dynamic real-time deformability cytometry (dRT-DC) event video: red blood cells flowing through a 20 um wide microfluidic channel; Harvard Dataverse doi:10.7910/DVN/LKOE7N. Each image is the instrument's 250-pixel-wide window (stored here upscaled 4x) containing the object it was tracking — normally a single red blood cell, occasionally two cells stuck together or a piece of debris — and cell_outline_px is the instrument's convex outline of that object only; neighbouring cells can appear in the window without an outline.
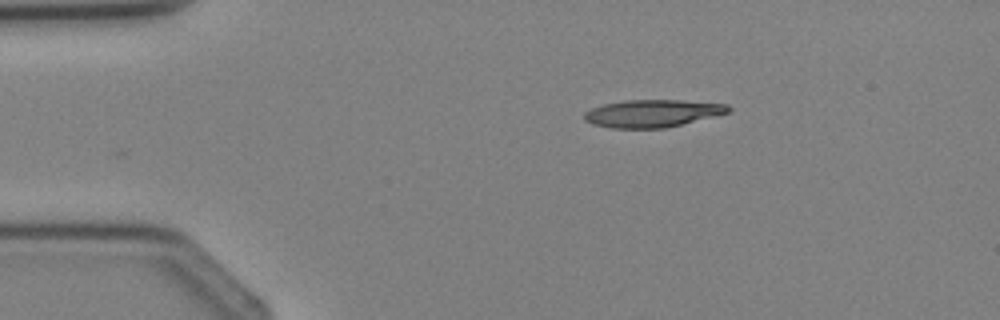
{"species": "Egyptian fruit bat (a non-hibernating species)", "species_latin": "Rousettus aegyptiacus", "temperature_condition": "cold", "stored_images_in_passage": 4, "camera_frame_rate_fps": 3000, "um_per_image_px": 0.085, "animal": {"sex": "female"}, "frame": {"image": 1, "passage_image": 4, "time_ms": 3.667, "image_size_px": [1000, 320], "cell_outline_px": [[732, 108], [728, 112], [664, 128], [612, 128], [592, 124], [584, 120], [584, 112], [592, 108], [604, 104], [624, 100], [680, 100], [728, 104]], "centroid_in_image_um": [55.41, 9.63], "position_along_channel_um": 29.6, "area_um2": 22.83}}